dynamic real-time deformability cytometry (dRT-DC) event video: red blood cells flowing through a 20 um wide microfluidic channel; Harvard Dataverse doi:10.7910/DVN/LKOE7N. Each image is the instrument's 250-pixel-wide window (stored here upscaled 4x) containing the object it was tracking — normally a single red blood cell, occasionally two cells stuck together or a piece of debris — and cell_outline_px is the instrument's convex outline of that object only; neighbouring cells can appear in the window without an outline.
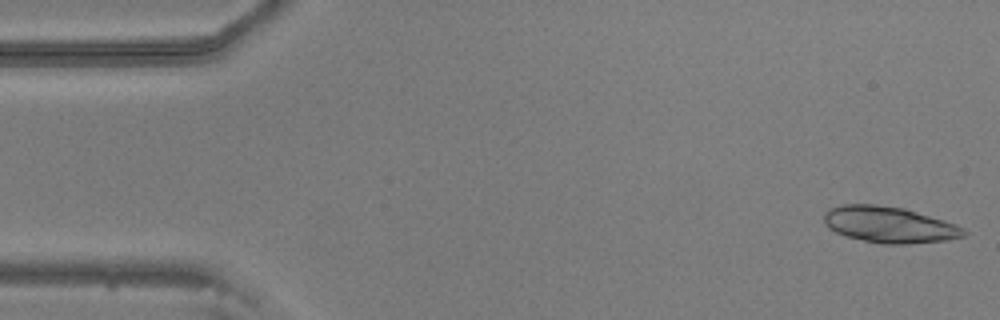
{"species": "common noctule bat (a hibernating species)", "species_latin": "Nyctalus noctula", "temperature_condition": "warm", "stored_images_in_passage": 40, "camera_frame_rate_fps": 3000, "um_per_image_px": 0.085, "animal": {"sex": "male", "body_mass_g": 20.5, "forearm_length_mm": 52.5}, "frame": {"image": 1, "passage_image": 2, "time_ms": 0.333, "image_size_px": [1000, 320], "cell_outline_px": [[948, 236], [928, 240], [872, 240], [852, 236], [844, 232], [840, 208], [892, 208], [908, 212], [932, 220], [940, 224]], "centroid_in_image_um": [75.58, 19.11], "position_along_channel_um": 9.4, "area_um2": 19.77}}
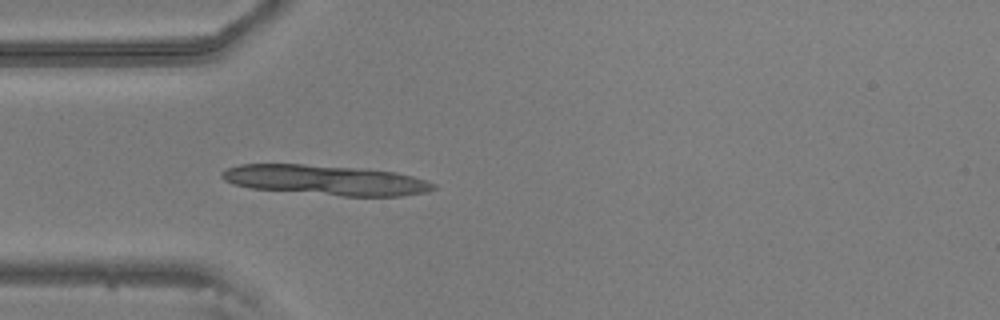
{"frame": {"image": 2, "passage_image": 15, "time_ms": 4.667, "image_size_px": [1000, 320], "cell_outline_px": [[380, 172], [320, 188], [268, 188], [244, 184], [240, 168], [256, 164], [288, 164]], "centroid_in_image_um": [25.27, 14.95], "position_along_channel_um": 59.7, "area_um2": 17.22}}
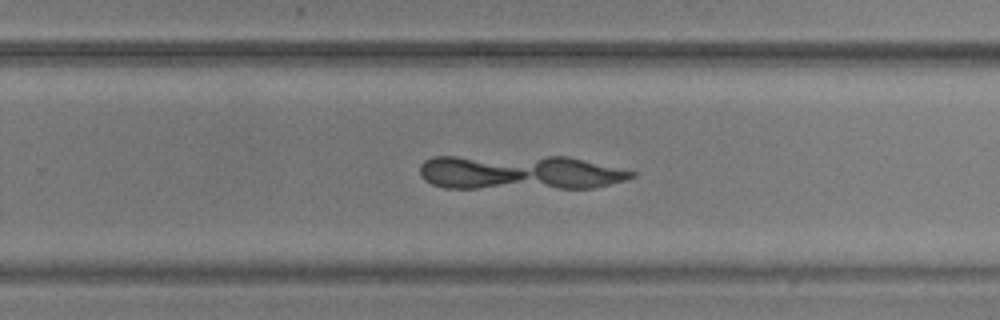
{"frame": {"image": 3, "passage_image": 34, "time_ms": 11.0, "image_size_px": [1000, 320], "cell_outline_px": [[628, 176], [608, 180], [484, 184], [440, 184], [428, 180], [424, 176], [424, 164], [428, 160], [572, 160], [628, 172]], "centroid_in_image_um": [43.81, 14.59], "position_along_channel_um": 286.0, "area_um2": 29.88}}